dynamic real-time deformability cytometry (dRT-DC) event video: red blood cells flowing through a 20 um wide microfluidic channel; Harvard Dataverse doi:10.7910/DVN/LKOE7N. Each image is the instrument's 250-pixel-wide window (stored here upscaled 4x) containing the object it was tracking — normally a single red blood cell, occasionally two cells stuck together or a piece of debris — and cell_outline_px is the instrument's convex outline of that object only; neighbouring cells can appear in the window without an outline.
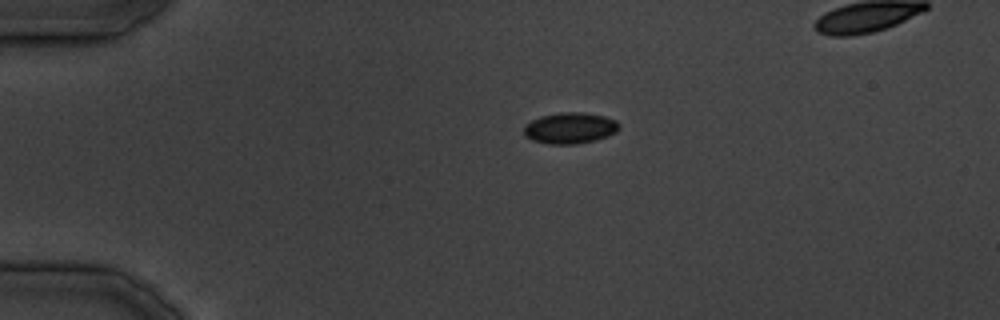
{"species": "common noctule bat (a hibernating species)", "species_latin": "Nyctalus noctula", "temperature_condition": "cold", "stored_images_in_passage": 15, "camera_frame_rate_fps": 3000, "um_per_image_px": 0.085, "animal": {"sex": "male", "body_mass_g": 19.5, "forearm_length_mm": 54.6}, "frame": {"image": 1, "passage_image": 9, "time_ms": 9.667, "image_size_px": [1000, 320], "cell_outline_px": [[620, 128], [616, 132], [608, 136], [596, 140], [576, 144], [548, 144], [532, 140], [524, 136], [524, 124], [540, 116], [560, 112], [584, 112], [604, 116], [616, 120], [620, 124]], "centroid_in_image_um": [48.45, 10.88], "position_along_channel_um": 36.5, "area_um2": 17.51}}